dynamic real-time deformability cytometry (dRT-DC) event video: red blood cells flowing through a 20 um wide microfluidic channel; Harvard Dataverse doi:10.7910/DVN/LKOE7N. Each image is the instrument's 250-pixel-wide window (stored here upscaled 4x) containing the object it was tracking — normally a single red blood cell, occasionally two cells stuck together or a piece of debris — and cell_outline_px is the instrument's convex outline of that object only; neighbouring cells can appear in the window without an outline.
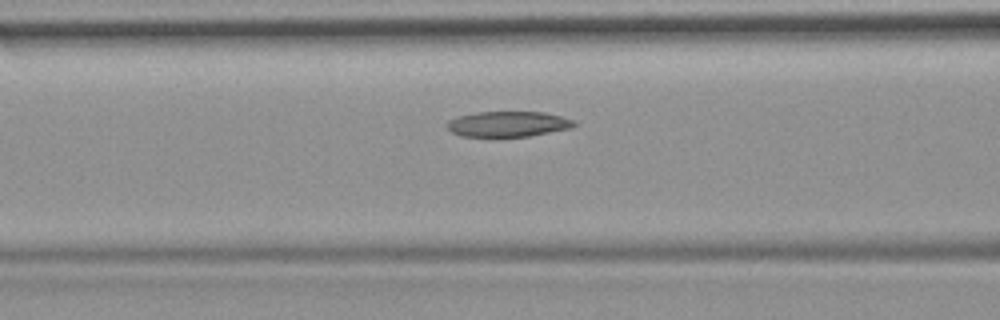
{"species": "common noctule bat (a hibernating species)", "species_latin": "Nyctalus noctula", "temperature_condition": "room temperature", "stored_images_in_passage": 26, "camera_frame_rate_fps": 3000, "um_per_image_px": 0.085, "animal": {"sex": "female", "body_mass_g": 19.9}, "frame": {"image": 1, "passage_image": 5, "time_ms": 1.333, "image_size_px": [1000, 320], "cell_outline_px": [[576, 124], [572, 128], [528, 136], [496, 140], [460, 136], [452, 132], [444, 124], [448, 120], [460, 116], [476, 112], [544, 112], [576, 120]], "centroid_in_image_um": [43.13, 10.59], "position_along_channel_um": 123.5, "area_um2": 19.77}}
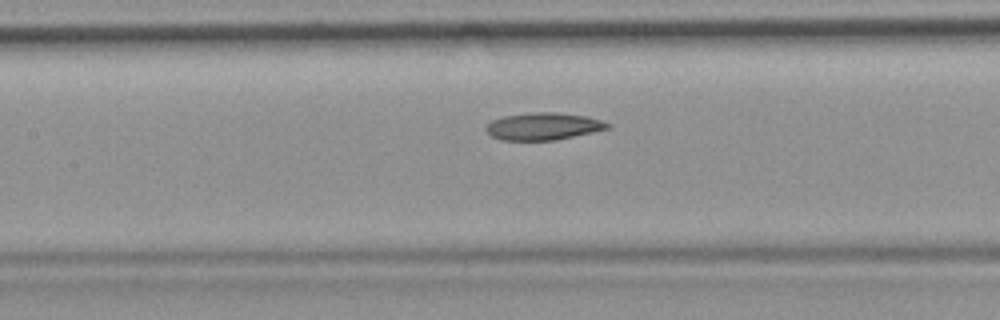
{"frame": {"image": 2, "passage_image": 8, "time_ms": 2.333, "image_size_px": [1000, 320], "cell_outline_px": [[612, 124], [608, 128], [592, 132], [556, 140], [500, 140], [492, 136], [484, 128], [492, 120], [504, 116], [532, 112], [560, 112], [584, 116], [600, 120]], "centroid_in_image_um": [46.16, 10.73], "position_along_channel_um": 161.2, "area_um2": 19.19}}
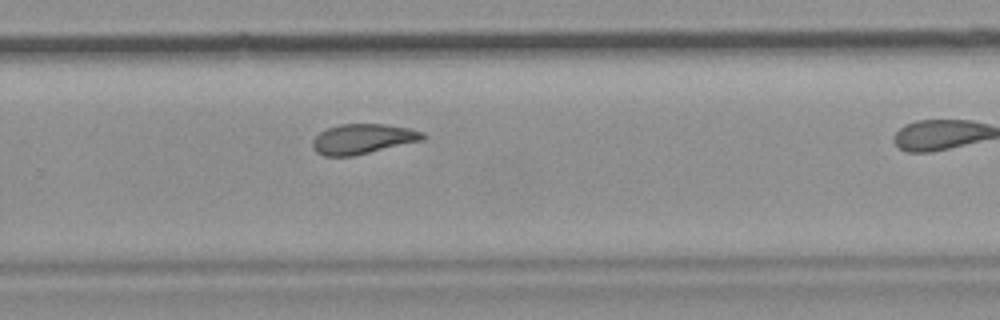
{"frame": {"image": 3, "passage_image": 19, "time_ms": 6.0, "image_size_px": [1000, 320], "cell_outline_px": [[424, 140], [352, 156], [324, 156], [316, 152], [312, 148], [312, 140], [320, 132], [328, 128], [340, 124], [384, 124], [408, 128], [424, 132]], "centroid_in_image_um": [30.81, 11.81], "position_along_channel_um": 299.0, "area_um2": 19.19}}